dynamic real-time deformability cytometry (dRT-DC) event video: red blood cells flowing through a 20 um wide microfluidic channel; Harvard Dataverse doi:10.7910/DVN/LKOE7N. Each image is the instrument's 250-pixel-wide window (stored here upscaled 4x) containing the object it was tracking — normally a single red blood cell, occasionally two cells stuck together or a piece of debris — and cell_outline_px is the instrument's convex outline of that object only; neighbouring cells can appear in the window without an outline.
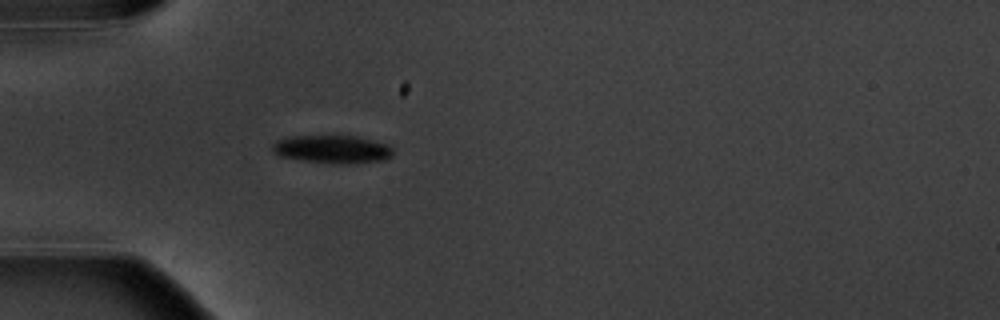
{"species": "common noctule bat (a hibernating species)", "species_latin": "Nyctalus noctula", "temperature_condition": "warm", "stored_images_in_passage": 1, "camera_frame_rate_fps": 3000, "um_per_image_px": 0.085, "animal": {"sex": "male", "body_mass_g": 20.1, "forearm_length_mm": 53.5}, "frame": {"image": 1, "passage_image": 1, "time_ms": 0.0, "image_size_px": [1000, 320], "cell_outline_px": [[392, 156], [384, 160], [348, 164], [336, 164], [304, 160], [280, 156], [272, 152], [272, 144], [276, 140], [292, 136], [356, 136], [388, 144], [392, 148]], "centroid_in_image_um": [28.25, 12.69], "position_along_channel_um": 56.8, "area_um2": 19.71}}